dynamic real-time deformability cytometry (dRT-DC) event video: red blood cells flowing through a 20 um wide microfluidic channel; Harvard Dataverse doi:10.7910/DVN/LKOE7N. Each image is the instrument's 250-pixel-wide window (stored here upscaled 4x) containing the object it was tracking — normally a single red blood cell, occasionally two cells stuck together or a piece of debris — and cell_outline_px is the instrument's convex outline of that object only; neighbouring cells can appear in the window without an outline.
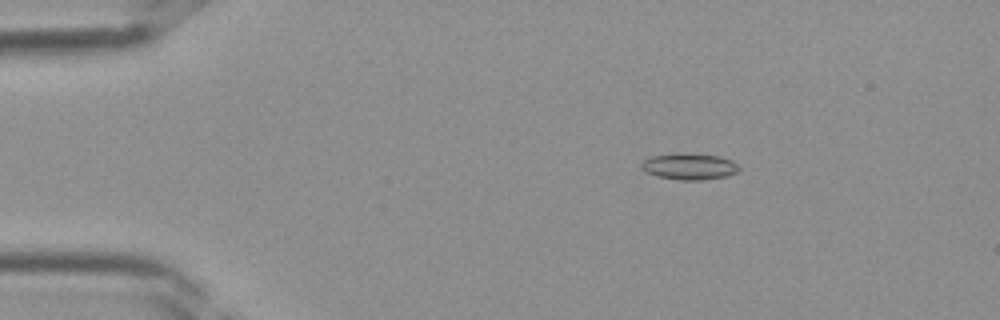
{"species": "Egyptian fruit bat (a non-hibernating species)", "species_latin": "Rousettus aegyptiacus", "temperature_condition": "room temperature", "stored_images_in_passage": 39, "camera_frame_rate_fps": 3000, "um_per_image_px": 0.085, "frame": {"image": 1, "passage_image": 7, "time_ms": 2.0, "image_size_px": [1000, 320], "cell_outline_px": [[740, 172], [728, 176], [704, 180], [676, 180], [656, 176], [640, 168], [640, 164], [648, 156], [676, 152], [688, 152], [720, 156], [732, 160], [740, 168]], "centroid_in_image_um": [58.59, 14.13], "position_along_channel_um": 26.4, "area_um2": 15.61}}
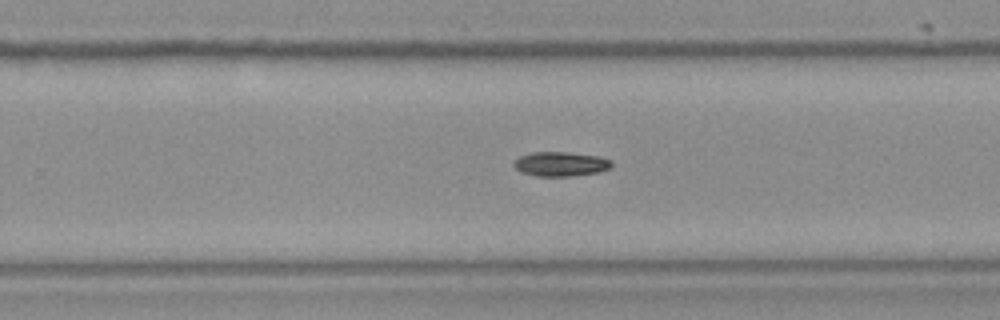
{"frame": {"image": 2, "passage_image": 25, "time_ms": 8.0, "image_size_px": [1000, 320], "cell_outline_px": [[612, 168], [600, 172], [572, 176], [536, 176], [520, 172], [512, 164], [512, 160], [520, 156], [532, 152], [564, 152], [600, 156], [612, 160]], "centroid_in_image_um": [47.66, 13.94], "position_along_channel_um": 282.1, "area_um2": 14.16}}
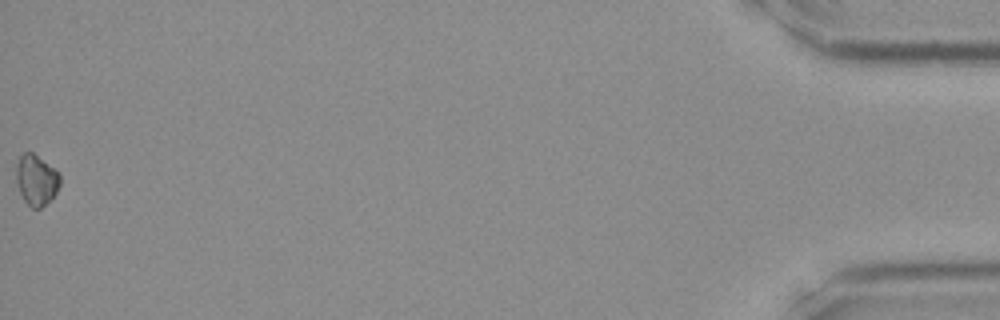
{"frame": {"image": 3, "passage_image": 39, "time_ms": 12.667, "image_size_px": [1000, 320], "cell_outline_px": [[60, 184], [56, 192], [40, 208], [32, 208], [24, 200], [20, 192], [16, 180], [16, 164], [20, 156], [24, 152], [32, 152], [52, 168], [60, 176]], "centroid_in_image_um": [3.05, 15.29], "position_along_channel_um": 432.1, "area_um2": 12.48}}